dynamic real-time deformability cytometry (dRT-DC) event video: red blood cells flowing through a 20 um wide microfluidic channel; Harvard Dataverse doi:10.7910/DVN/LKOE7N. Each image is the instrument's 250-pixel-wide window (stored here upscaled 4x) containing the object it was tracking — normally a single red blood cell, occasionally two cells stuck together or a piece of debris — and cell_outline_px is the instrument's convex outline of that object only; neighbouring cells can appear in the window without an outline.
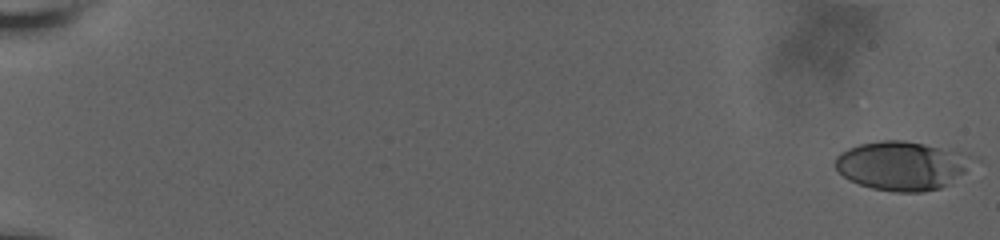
{"species": "human", "species_latin": "Homo sapiens", "temperature_condition": "room temperature", "stored_images_in_passage": 72, "camera_frame_rate_fps": 3000, "um_per_image_px": 0.085, "donor": {"sex": "male"}, "frame": {"image": 1, "passage_image": 1, "time_ms": 0.0, "image_size_px": [1000, 240], "cell_outline_px": [[964, 172], [948, 184], [940, 188], [920, 192], [896, 192], [872, 188], [848, 180], [836, 168], [836, 156], [840, 152], [848, 148], [860, 144], [880, 140], [904, 140], [924, 144], [940, 148], [964, 168]], "centroid_in_image_um": [76.35, 14.12], "position_along_channel_um": 8.7, "area_um2": 36.65}}